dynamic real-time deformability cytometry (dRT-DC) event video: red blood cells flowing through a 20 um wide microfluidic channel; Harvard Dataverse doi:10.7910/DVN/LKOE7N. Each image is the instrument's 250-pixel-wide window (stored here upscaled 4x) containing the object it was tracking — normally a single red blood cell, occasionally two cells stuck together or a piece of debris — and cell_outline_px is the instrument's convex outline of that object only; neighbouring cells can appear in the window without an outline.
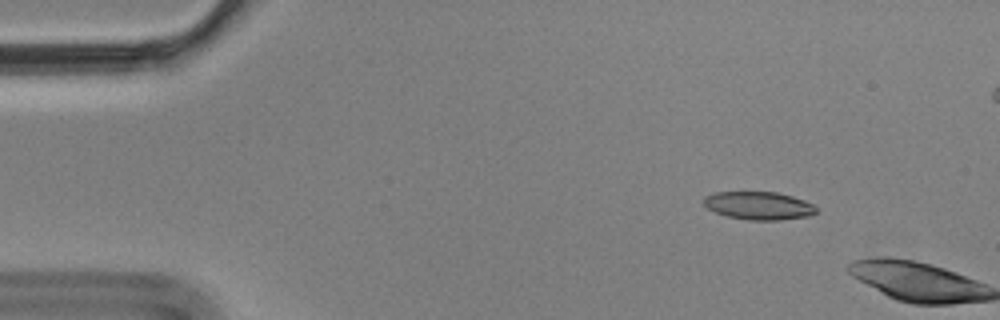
{"species": "Egyptian fruit bat (a non-hibernating species)", "species_latin": "Rousettus aegyptiacus", "temperature_condition": "cold", "stored_images_in_passage": 3, "camera_frame_rate_fps": 3000, "um_per_image_px": 0.085, "animal": {"sex": "male"}, "frame": {"image": 1, "passage_image": 2, "time_ms": 0.333, "image_size_px": [1000, 320], "cell_outline_px": [[816, 212], [808, 216], [780, 220], [748, 220], [728, 216], [716, 212], [708, 208], [704, 204], [704, 196], [716, 192], [776, 192], [792, 196], [804, 200], [812, 204], [816, 208]], "centroid_in_image_um": [64.49, 17.48], "position_along_channel_um": 20.5, "area_um2": 18.21}}